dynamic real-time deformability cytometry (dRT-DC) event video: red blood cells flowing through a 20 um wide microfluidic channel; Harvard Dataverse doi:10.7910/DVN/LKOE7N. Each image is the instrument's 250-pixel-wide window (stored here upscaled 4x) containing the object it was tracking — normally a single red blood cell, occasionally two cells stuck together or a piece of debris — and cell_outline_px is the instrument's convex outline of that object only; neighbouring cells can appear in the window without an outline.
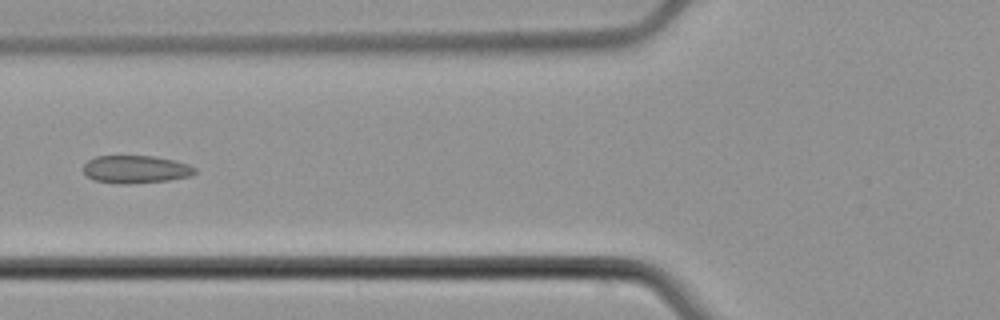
{"species": "common noctule bat (a hibernating species)", "species_latin": "Nyctalus noctula", "temperature_condition": "cold", "stored_images_in_passage": 4, "camera_frame_rate_fps": 3000, "um_per_image_px": 0.085, "animal": {"sex": "male", "body_mass_g": 21.5, "forearm_length_mm": 52.0}, "frame": {"image": 1, "passage_image": 4, "time_ms": 5.0, "image_size_px": [1000, 320], "cell_outline_px": [[196, 172], [192, 176], [168, 180], [124, 184], [116, 184], [92, 180], [84, 172], [84, 164], [88, 160], [96, 156], [152, 156], [172, 160], [188, 164], [196, 168]], "centroid_in_image_um": [11.52, 14.4], "position_along_channel_um": 114.3, "area_um2": 18.03}}